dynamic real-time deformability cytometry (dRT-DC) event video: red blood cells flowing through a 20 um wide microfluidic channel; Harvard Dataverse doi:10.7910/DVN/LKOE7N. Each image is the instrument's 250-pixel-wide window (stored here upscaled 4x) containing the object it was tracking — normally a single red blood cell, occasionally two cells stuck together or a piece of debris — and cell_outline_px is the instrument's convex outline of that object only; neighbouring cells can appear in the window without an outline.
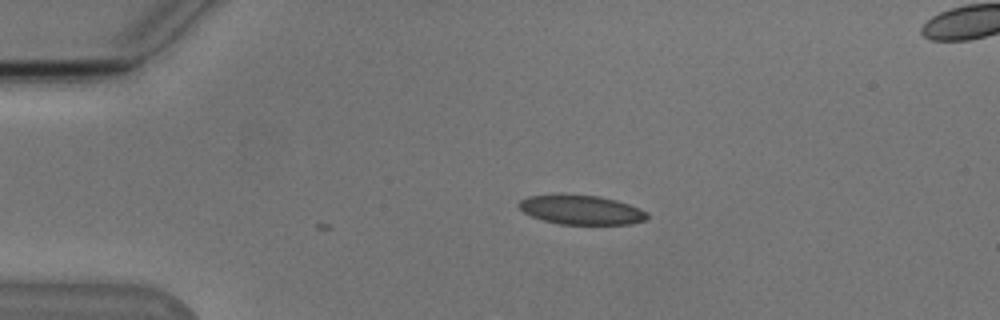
{"species": "Egyptian fruit bat (a non-hibernating species)", "species_latin": "Rousettus aegyptiacus", "temperature_condition": "cold", "stored_images_in_passage": 33, "camera_frame_rate_fps": 3000, "um_per_image_px": 0.085, "animal": {"sex": "male"}, "frame": {"image": 1, "passage_image": 1, "time_ms": 0.0, "image_size_px": [1000, 320], "cell_outline_px": [[648, 220], [632, 224], [560, 224], [544, 220], [532, 216], [524, 212], [516, 204], [520, 200], [528, 196], [600, 196], [616, 200], [640, 208], [648, 212]], "centroid_in_image_um": [49.47, 17.86], "position_along_channel_um": 35.5, "area_um2": 21.5}}
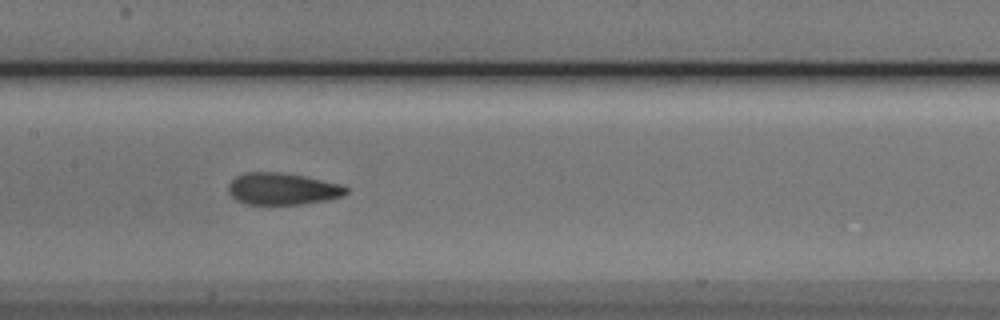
{"frame": {"image": 2, "passage_image": 16, "time_ms": 5.0, "image_size_px": [1000, 320], "cell_outline_px": [[348, 192], [344, 196], [324, 200], [300, 204], [244, 204], [236, 200], [228, 192], [228, 184], [236, 176], [244, 172], [280, 172], [304, 176], [340, 184], [348, 188]], "centroid_in_image_um": [23.98, 16.05], "position_along_channel_um": 183.4, "area_um2": 21.85}}
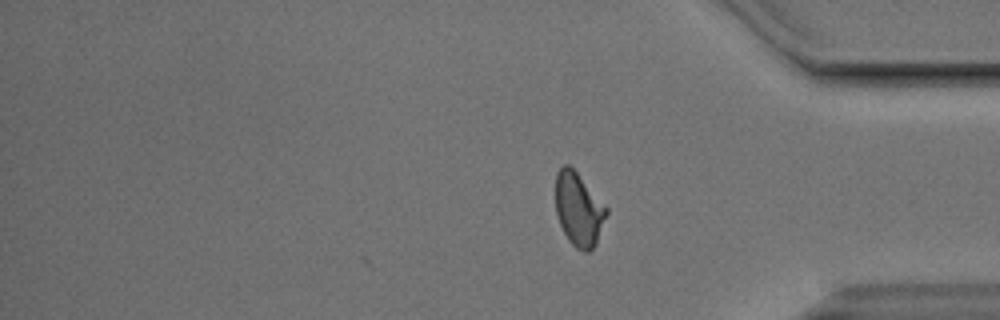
{"frame": {"image": 3, "passage_image": 33, "time_ms": 10.667, "image_size_px": [1000, 320], "cell_outline_px": [[608, 212], [596, 244], [588, 252], [584, 252], [576, 248], [568, 240], [560, 224], [556, 212], [556, 172], [564, 164], [568, 164], [576, 172], [608, 208]], "centroid_in_image_um": [49.19, 17.81], "position_along_channel_um": 386.0, "area_um2": 21.56}, "authors_computed_cell_mechanics": {"area_um2": 21.9062, "velocity_mm_per_s": 3.815, "shape_relaxation_time_tau1_ms": 4.3629, "shape_relaxation_time_tau2_ms": 1.5054, "deformation_change_tau1": 0.1336, "deformation_change_tau2": 0.079}}